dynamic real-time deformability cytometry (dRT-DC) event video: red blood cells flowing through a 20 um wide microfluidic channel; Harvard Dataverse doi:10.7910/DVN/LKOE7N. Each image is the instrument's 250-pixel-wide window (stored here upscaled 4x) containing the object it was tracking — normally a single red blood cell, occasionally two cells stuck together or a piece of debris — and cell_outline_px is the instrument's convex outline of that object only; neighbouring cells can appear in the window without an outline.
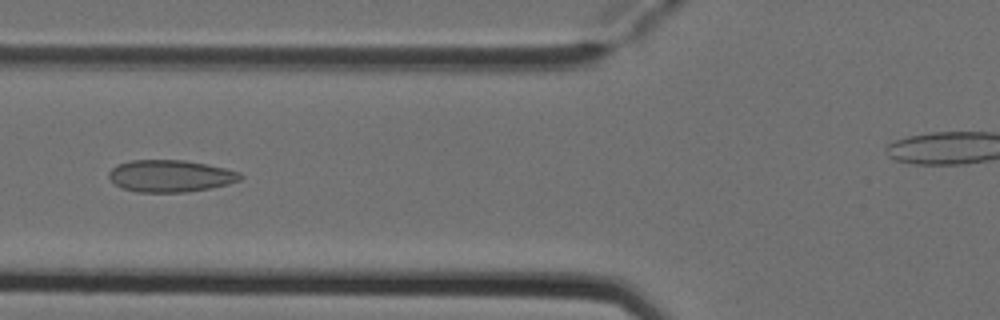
{"species": "Egyptian fruit bat (a non-hibernating species)", "species_latin": "Rousettus aegyptiacus", "temperature_condition": "cold", "stored_images_in_passage": 4, "segment_of_instrument_passage": [1, 2], "camera_frame_rate_fps": 3000, "um_per_image_px": 0.085, "animal": {"sex": "female"}, "frame": {"image": 1, "passage_image": 3, "time_ms": 0.667, "image_size_px": [1000, 320], "cell_outline_px": [[244, 176], [240, 180], [228, 184], [212, 188], [188, 192], [136, 192], [120, 188], [108, 176], [108, 172], [116, 164], [132, 160], [184, 160], [224, 168], [240, 172]], "centroid_in_image_um": [14.47, 14.96], "position_along_channel_um": 111.3, "area_um2": 24.62}}